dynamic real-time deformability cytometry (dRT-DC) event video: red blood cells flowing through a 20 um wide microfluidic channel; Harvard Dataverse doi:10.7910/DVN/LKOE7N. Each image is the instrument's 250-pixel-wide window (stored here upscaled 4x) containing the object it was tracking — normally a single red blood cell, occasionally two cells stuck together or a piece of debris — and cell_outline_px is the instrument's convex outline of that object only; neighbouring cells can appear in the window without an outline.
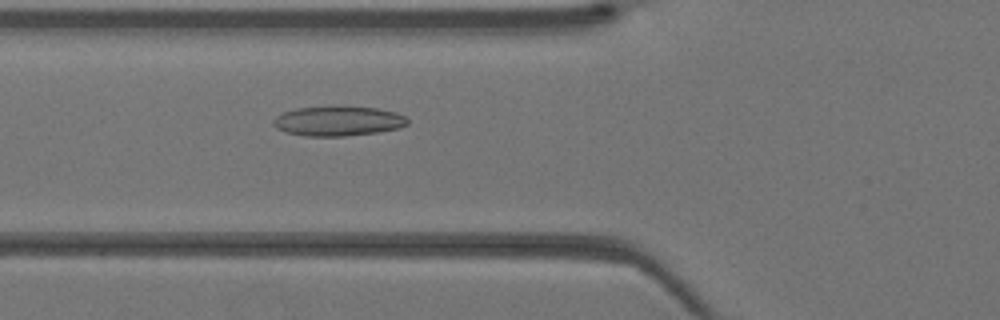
{"species": "Egyptian fruit bat (a non-hibernating species)", "species_latin": "Rousettus aegyptiacus", "temperature_condition": "warm", "stored_images_in_passage": 42, "camera_frame_rate_fps": 3000, "um_per_image_px": 0.085, "animal": {"sex": "female"}, "frame": {"image": 1, "passage_image": 16, "time_ms": 5.0, "image_size_px": [1000, 320], "cell_outline_px": [[408, 124], [400, 128], [376, 132], [344, 136], [304, 136], [284, 132], [276, 128], [272, 124], [272, 120], [276, 116], [284, 112], [296, 108], [376, 108], [396, 112], [404, 116], [408, 120]], "centroid_in_image_um": [28.71, 10.32], "position_along_channel_um": 97.1, "area_um2": 22.77}}
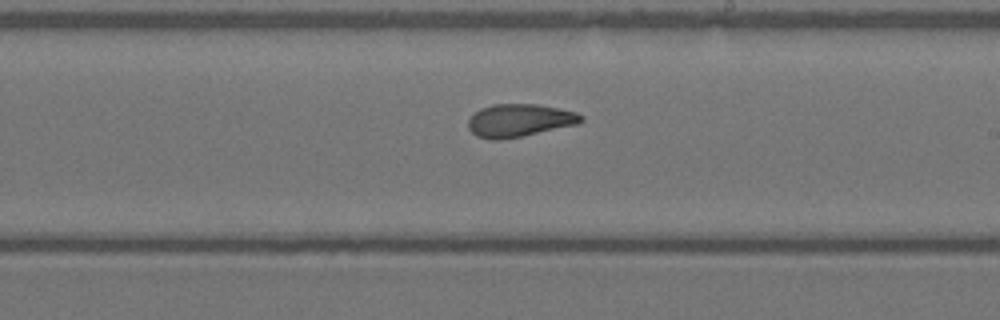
{"frame": {"image": 2, "passage_image": 25, "time_ms": 8.0, "image_size_px": [1000, 320], "cell_outline_px": [[584, 120], [576, 124], [520, 136], [500, 140], [492, 140], [476, 136], [468, 128], [468, 120], [480, 108], [492, 104], [536, 104], [576, 112], [584, 116]], "centroid_in_image_um": [44.12, 10.23], "position_along_channel_um": 244.9, "area_um2": 21.33}}
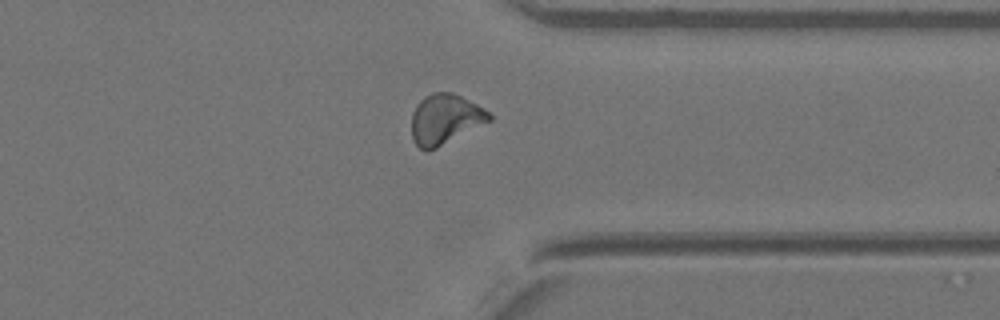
{"frame": {"image": 3, "passage_image": 33, "time_ms": 10.667, "image_size_px": [1000, 320], "cell_outline_px": [[492, 120], [428, 152], [420, 148], [412, 140], [412, 112], [416, 104], [424, 96], [432, 92], [452, 92], [492, 112]], "centroid_in_image_um": [37.83, 10.13], "position_along_channel_um": 373.6, "area_um2": 22.77}}